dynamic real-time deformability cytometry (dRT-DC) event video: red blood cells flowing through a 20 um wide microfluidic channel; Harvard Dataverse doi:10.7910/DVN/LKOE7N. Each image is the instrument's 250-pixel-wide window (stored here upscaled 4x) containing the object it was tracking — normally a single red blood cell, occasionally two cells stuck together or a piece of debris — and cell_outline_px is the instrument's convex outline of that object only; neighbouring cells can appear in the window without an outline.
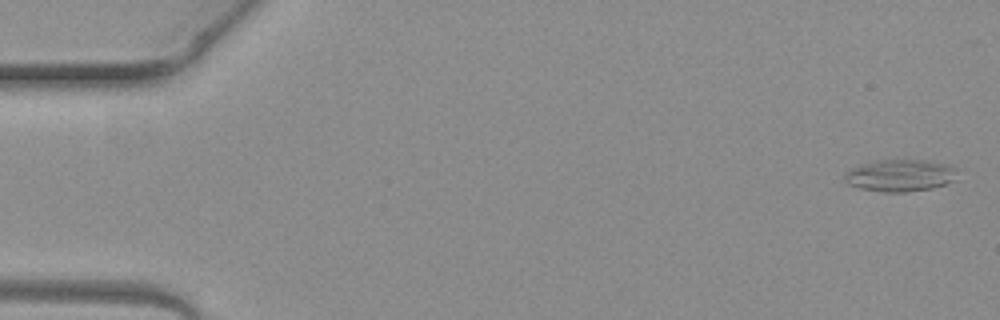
{"species": "common noctule bat (a hibernating species)", "species_latin": "Nyctalus noctula", "temperature_condition": "warm", "stored_images_in_passage": 6, "camera_frame_rate_fps": 3000, "um_per_image_px": 0.085, "animal": {"sex": "female", "body_mass_g": 19.3, "forearm_length_mm": 54.1}, "frame": {"image": 1, "passage_image": 1, "time_ms": 0.0, "image_size_px": [1000, 320], "cell_outline_px": [[960, 168], [952, 180], [944, 184], [932, 188], [904, 192], [884, 192], [860, 188], [848, 184], [844, 180], [844, 172], [860, 164], [872, 160], [924, 160], [948, 164]], "centroid_in_image_um": [76.49, 14.9], "position_along_channel_um": 8.5, "area_um2": 21.15}}
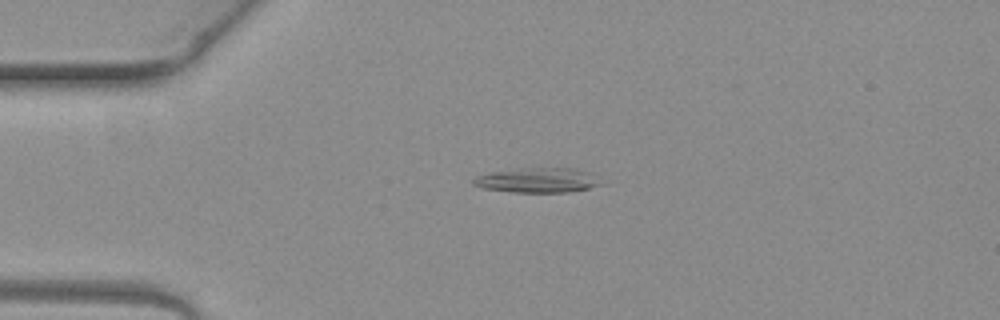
{"frame": {"image": 2, "passage_image": 4, "time_ms": 1.0, "image_size_px": [1000, 320], "cell_outline_px": [[604, 184], [588, 188], [568, 192], [512, 192], [484, 188], [472, 184], [472, 180], [476, 176], [492, 172], [520, 168], [572, 168], [588, 172]], "centroid_in_image_um": [45.68, 15.32], "position_along_channel_um": 39.3, "area_um2": 18.21}}